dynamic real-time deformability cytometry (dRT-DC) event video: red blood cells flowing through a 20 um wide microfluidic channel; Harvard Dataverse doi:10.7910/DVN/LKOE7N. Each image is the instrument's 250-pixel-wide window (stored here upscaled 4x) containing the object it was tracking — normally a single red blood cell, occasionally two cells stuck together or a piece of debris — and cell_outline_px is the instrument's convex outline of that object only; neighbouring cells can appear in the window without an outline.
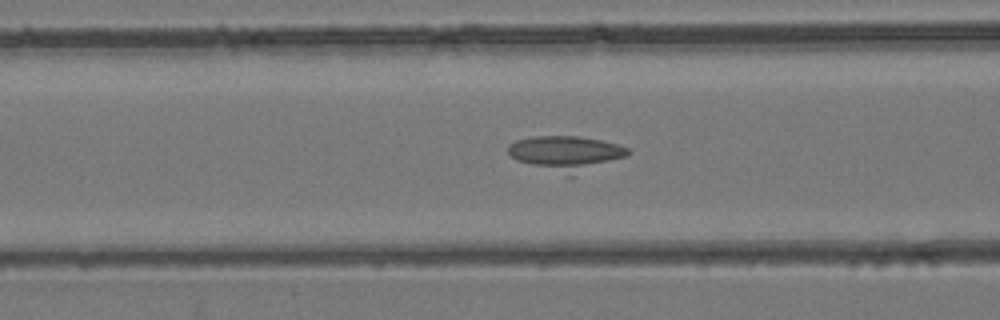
{"species": "common noctule bat (a hibernating species)", "species_latin": "Nyctalus noctula", "temperature_condition": "room temperature", "stored_images_in_passage": 45, "camera_frame_rate_fps": 3000, "um_per_image_px": 0.085, "animal": {"sex": "female", "body_mass_g": 24.6, "forearm_length_mm": 56.2}, "frame": {"image": 1, "passage_image": 18, "time_ms": 5.667, "image_size_px": [1000, 320], "cell_outline_px": [[632, 152], [628, 156], [572, 176], [568, 176], [516, 160], [508, 152], [508, 144], [516, 140], [536, 136], [576, 136], [600, 140], [616, 144], [628, 148]], "centroid_in_image_um": [48.13, 13.02], "position_along_channel_um": 118.5, "area_um2": 24.04}}
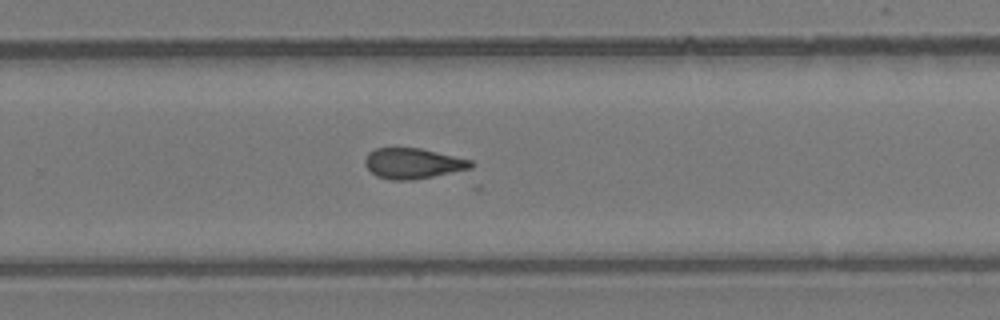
{"frame": {"image": 2, "passage_image": 29, "time_ms": 9.333, "image_size_px": [1000, 320], "cell_outline_px": [[476, 164], [472, 172], [412, 180], [392, 180], [376, 176], [364, 164], [364, 160], [368, 152], [376, 148], [420, 148], [472, 160]], "centroid_in_image_um": [35.26, 13.92], "position_along_channel_um": 294.5, "area_um2": 19.71}}
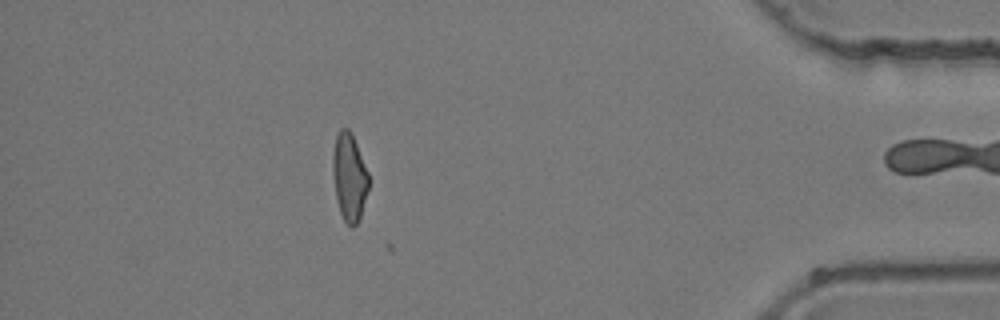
{"frame": {"image": 3, "passage_image": 39, "time_ms": 12.667, "image_size_px": [1000, 320], "cell_outline_px": [[368, 188], [360, 216], [356, 224], [352, 228], [344, 220], [340, 212], [336, 200], [332, 168], [332, 156], [336, 136], [340, 128], [348, 128], [352, 132], [368, 172]], "centroid_in_image_um": [29.67, 15.01], "position_along_channel_um": 405.5, "area_um2": 18.26}}